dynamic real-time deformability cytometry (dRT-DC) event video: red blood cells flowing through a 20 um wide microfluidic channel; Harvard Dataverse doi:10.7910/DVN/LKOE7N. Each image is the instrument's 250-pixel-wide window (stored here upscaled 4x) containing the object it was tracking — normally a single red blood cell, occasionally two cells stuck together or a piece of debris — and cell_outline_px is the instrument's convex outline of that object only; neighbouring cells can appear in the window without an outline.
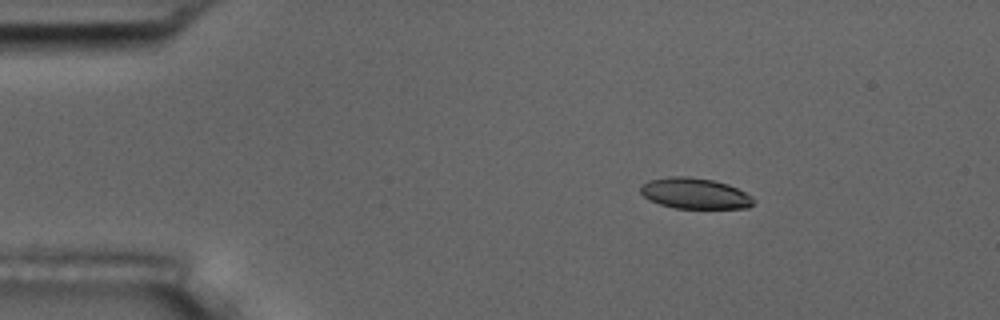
{"species": "common noctule bat (a hibernating species)", "species_latin": "Nyctalus noctula", "temperature_condition": "room temperature", "stored_images_in_passage": 4, "camera_frame_rate_fps": 3000, "um_per_image_px": 0.085, "animal": {"sex": "male", "body_mass_g": 17.5, "forearm_length_mm": 52.3}, "frame": {"image": 1, "passage_image": 2, "time_ms": 1.333, "image_size_px": [1000, 320], "cell_outline_px": [[756, 200], [748, 208], [676, 208], [660, 204], [644, 196], [640, 192], [640, 188], [648, 180], [668, 176], [688, 176], [712, 180], [728, 184], [752, 196]], "centroid_in_image_um": [59.07, 16.43], "position_along_channel_um": 25.9, "area_um2": 20.17}}